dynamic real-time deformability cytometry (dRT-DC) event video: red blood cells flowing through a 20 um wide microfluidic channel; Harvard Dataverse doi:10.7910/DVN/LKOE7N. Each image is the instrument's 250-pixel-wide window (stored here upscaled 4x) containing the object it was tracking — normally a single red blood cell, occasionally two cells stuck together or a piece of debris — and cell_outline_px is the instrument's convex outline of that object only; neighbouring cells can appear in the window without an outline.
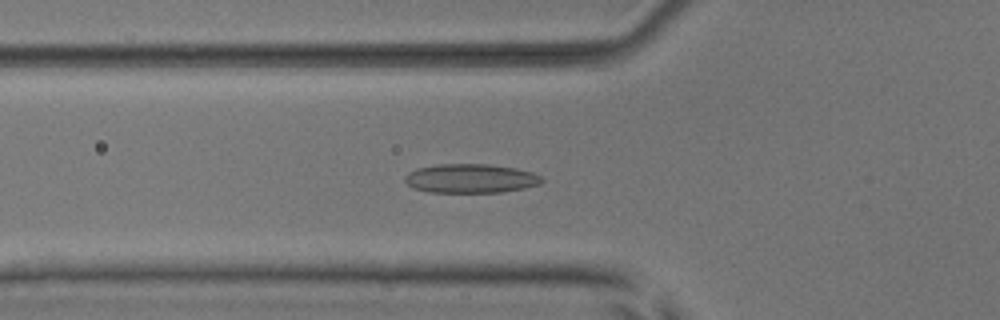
{"species": "common noctule bat (a hibernating species)", "species_latin": "Nyctalus noctula", "temperature_condition": "room temperature", "stored_images_in_passage": 53, "camera_frame_rate_fps": 3000, "um_per_image_px": 0.085, "animal": {"sex": "male", "body_mass_g": 17.9, "forearm_length_mm": 54.2}, "frame": {"image": 1, "passage_image": 19, "time_ms": 6.0, "image_size_px": [1000, 320], "cell_outline_px": [[544, 180], [540, 184], [524, 188], [500, 192], [428, 192], [412, 188], [404, 180], [404, 176], [408, 172], [416, 168], [440, 164], [488, 164], [516, 168], [532, 172], [540, 176]], "centroid_in_image_um": [39.98, 15.16], "position_along_channel_um": 85.8, "area_um2": 23.24}}
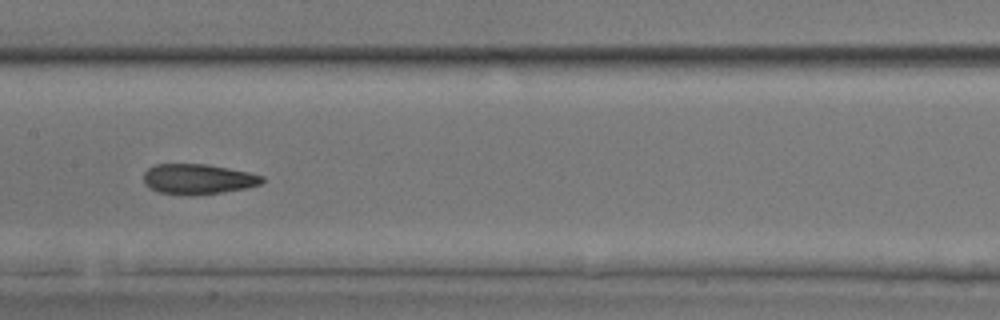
{"frame": {"image": 2, "passage_image": 27, "time_ms": 8.667, "image_size_px": [1000, 320], "cell_outline_px": [[264, 180], [260, 184], [248, 188], [224, 192], [196, 196], [188, 196], [160, 192], [144, 184], [144, 172], [148, 168], [156, 164], [208, 164], [248, 172], [264, 176]], "centroid_in_image_um": [16.85, 15.23], "position_along_channel_um": 190.6, "area_um2": 21.1}}
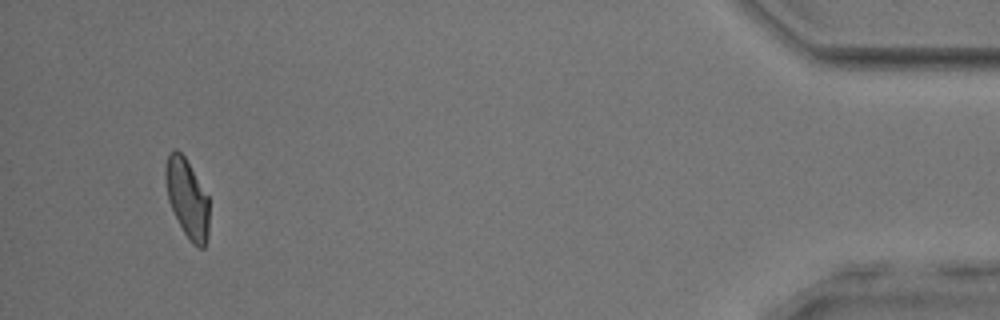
{"frame": {"image": 3, "passage_image": 50, "time_ms": 16.333, "image_size_px": [1000, 320], "cell_outline_px": [[208, 236], [204, 248], [200, 248], [192, 244], [188, 240], [168, 200], [164, 176], [164, 168], [168, 156], [176, 148], [184, 156], [208, 196]], "centroid_in_image_um": [15.9, 16.88], "position_along_channel_um": 419.3, "area_um2": 19.83}, "authors_computed_cell_mechanics": {"area_um2": 21.3282, "velocity_mm_per_s": 3.9211, "shape_relaxation_time_tau1_ms": 7.3876, "shape_relaxation_time_tau2_ms": 2.378, "deformation_change_tau1": 0.1868, "deformation_change_tau2": 0.0833}}